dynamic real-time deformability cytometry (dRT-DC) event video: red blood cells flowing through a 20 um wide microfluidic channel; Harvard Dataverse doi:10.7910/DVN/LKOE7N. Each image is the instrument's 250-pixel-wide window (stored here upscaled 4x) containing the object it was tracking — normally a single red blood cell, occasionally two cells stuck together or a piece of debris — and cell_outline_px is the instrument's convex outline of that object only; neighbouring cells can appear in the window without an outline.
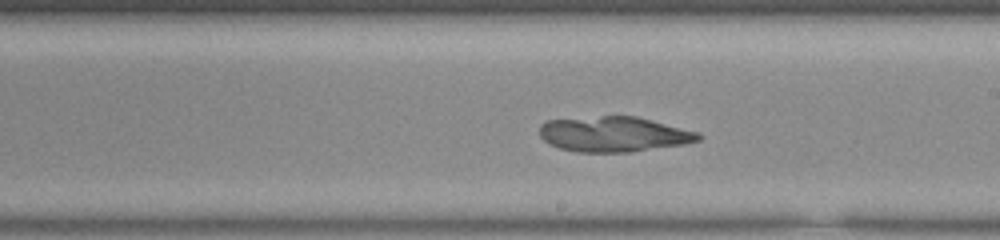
{"species": "common noctule bat (a hibernating species)", "species_latin": "Nyctalus noctula", "temperature_condition": "room temperature", "stored_images_in_passage": 45, "camera_frame_rate_fps": 3000, "um_per_image_px": 0.085, "animal": {"sex": "male", "body_mass_g": 20.0, "forearm_length_mm": 53.3}, "frame": {"image": 1, "passage_image": 23, "time_ms": 7.333, "image_size_px": [1000, 240], "cell_outline_px": [[704, 136], [700, 140], [684, 144], [628, 152], [576, 152], [560, 148], [544, 140], [540, 136], [540, 124], [548, 120], [604, 116], [636, 116], [700, 132]], "centroid_in_image_um": [52.21, 11.4], "position_along_channel_um": 236.8, "area_um2": 32.54}}
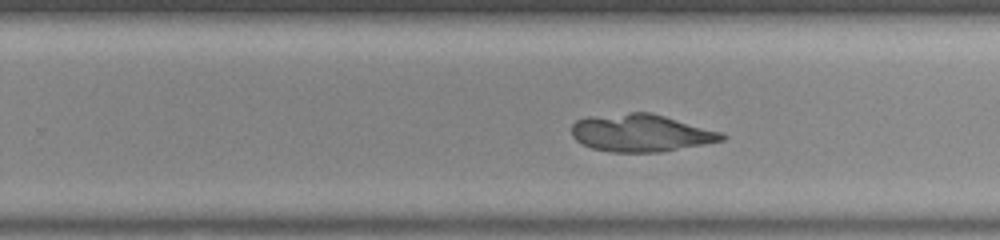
{"frame": {"image": 2, "passage_image": 26, "time_ms": 8.333, "image_size_px": [1000, 240], "cell_outline_px": [[728, 136], [724, 140], [704, 144], [660, 152], [612, 152], [592, 148], [576, 140], [572, 136], [572, 124], [576, 120], [588, 116], [632, 112], [648, 112], [664, 116], [720, 132]], "centroid_in_image_um": [54.44, 11.3], "position_along_channel_um": 275.4, "area_um2": 32.54}}
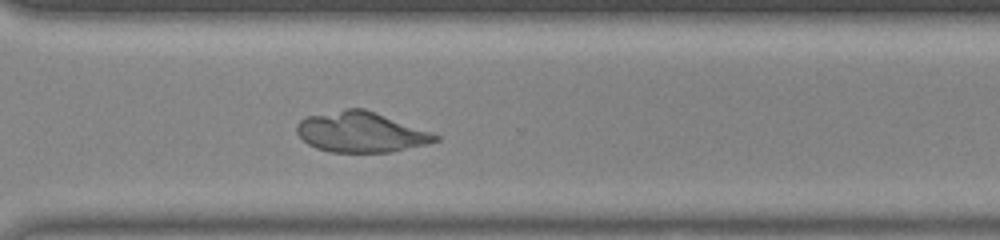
{"frame": {"image": 3, "passage_image": 31, "time_ms": 10.0, "image_size_px": [1000, 240], "cell_outline_px": [[440, 140], [392, 152], [328, 152], [316, 148], [308, 144], [296, 132], [296, 124], [300, 120], [308, 116], [348, 108], [364, 108], [432, 132], [440, 136]], "centroid_in_image_um": [30.67, 11.23], "position_along_channel_um": 339.9, "area_um2": 32.43}}